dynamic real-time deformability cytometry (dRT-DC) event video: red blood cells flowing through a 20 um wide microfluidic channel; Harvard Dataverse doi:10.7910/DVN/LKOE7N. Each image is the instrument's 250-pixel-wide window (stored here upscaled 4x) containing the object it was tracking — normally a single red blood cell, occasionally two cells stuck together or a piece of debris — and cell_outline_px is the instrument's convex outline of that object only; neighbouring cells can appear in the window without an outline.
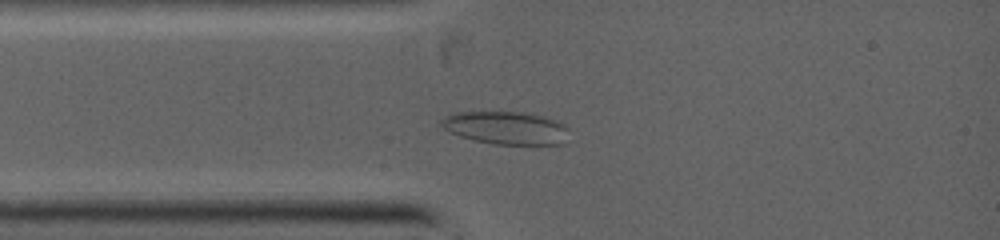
{"species": "common noctule bat (a hibernating species)", "species_latin": "Nyctalus noctula", "temperature_condition": "warm", "stored_images_in_passage": 14, "camera_frame_rate_fps": 5000, "um_per_image_px": 0.085, "animal": {"sex": "female", "body_mass_g": 19.0, "forearm_length_mm": 53.3}, "frame": {"image": 1, "passage_image": 3, "time_ms": 2.0, "image_size_px": [1000, 240], "cell_outline_px": [[568, 128], [560, 144], [496, 144], [476, 140], [460, 136], [448, 132], [440, 124], [440, 120], [444, 116], [456, 112], [524, 112], [544, 116], [556, 120], [564, 124]], "centroid_in_image_um": [42.95, 10.85], "position_along_channel_um": 42.0, "area_um2": 24.22}}
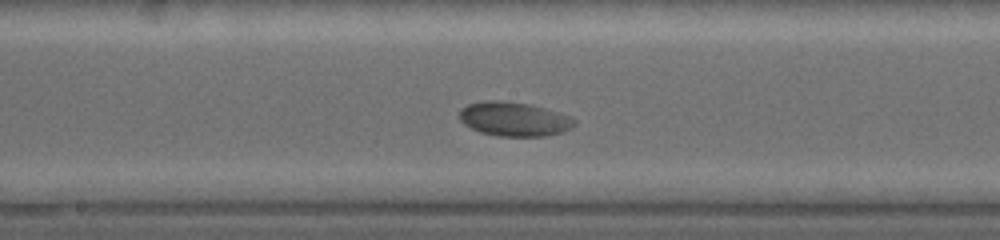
{"frame": {"image": 2, "passage_image": 10, "time_ms": 5.6, "image_size_px": [1000, 240], "cell_outline_px": [[576, 124], [572, 128], [560, 132], [544, 136], [496, 136], [480, 132], [464, 124], [460, 120], [460, 108], [468, 104], [484, 100], [496, 100], [528, 104], [560, 112], [572, 116], [576, 120]], "centroid_in_image_um": [43.71, 10.12], "position_along_channel_um": 204.5, "area_um2": 22.95}}
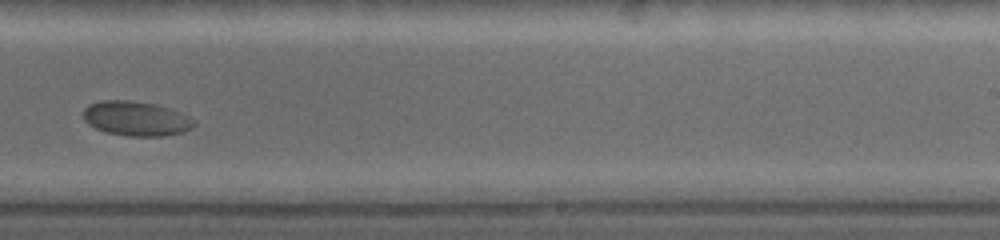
{"frame": {"image": 3, "passage_image": 13, "time_ms": 7.2, "image_size_px": [1000, 240], "cell_outline_px": [[196, 124], [192, 128], [184, 132], [164, 136], [128, 136], [108, 132], [96, 128], [88, 124], [84, 120], [84, 108], [88, 104], [100, 100], [128, 100], [156, 104], [172, 108], [196, 120]], "centroid_in_image_um": [11.6, 10.07], "position_along_channel_um": 277.4, "area_um2": 22.54}}